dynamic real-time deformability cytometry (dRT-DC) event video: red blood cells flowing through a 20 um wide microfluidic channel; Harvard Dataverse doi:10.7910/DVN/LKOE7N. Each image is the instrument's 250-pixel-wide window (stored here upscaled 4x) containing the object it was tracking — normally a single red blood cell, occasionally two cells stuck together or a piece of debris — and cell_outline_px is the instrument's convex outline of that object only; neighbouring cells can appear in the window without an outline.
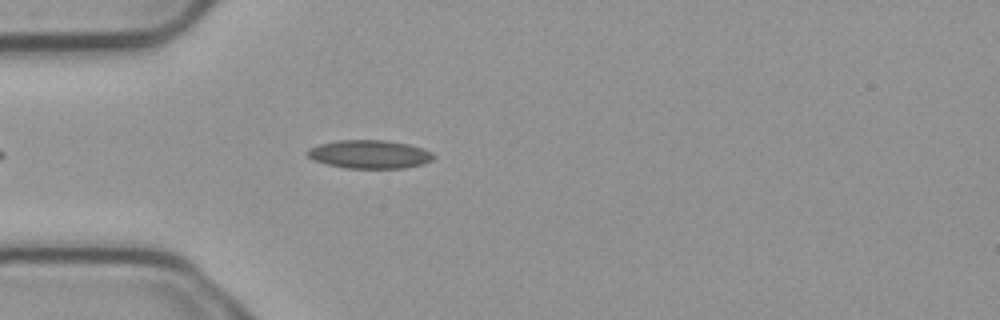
{"species": "common noctule bat (a hibernating species)", "species_latin": "Nyctalus noctula", "temperature_condition": "cold", "stored_images_in_passage": 2, "camera_frame_rate_fps": 3000, "um_per_image_px": 0.085, "animal": {"sex": "male", "body_mass_g": 23.1, "forearm_length_mm": 52.7}, "frame": {"image": 1, "passage_image": 2, "time_ms": 0.333, "image_size_px": [1000, 320], "cell_outline_px": [[436, 156], [432, 160], [424, 164], [404, 168], [344, 168], [312, 160], [304, 152], [308, 148], [320, 144], [336, 140], [384, 140], [408, 144], [432, 152]], "centroid_in_image_um": [31.39, 13.11], "position_along_channel_um": 53.6, "area_um2": 20.98}}